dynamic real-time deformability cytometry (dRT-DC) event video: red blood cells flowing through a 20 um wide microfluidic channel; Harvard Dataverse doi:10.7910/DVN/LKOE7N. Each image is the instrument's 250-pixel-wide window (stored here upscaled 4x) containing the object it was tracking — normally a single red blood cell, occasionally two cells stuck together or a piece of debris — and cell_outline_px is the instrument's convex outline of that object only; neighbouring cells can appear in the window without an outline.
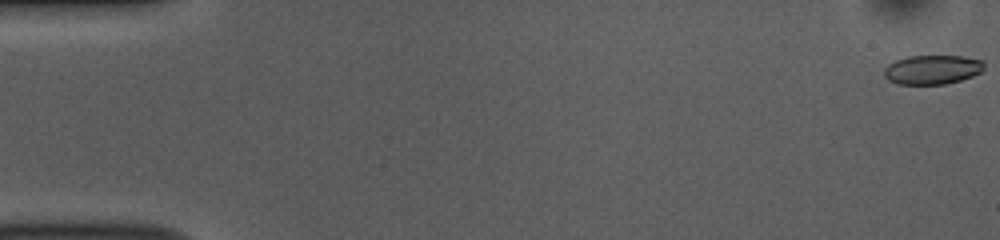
{"species": "common noctule bat (a hibernating species)", "species_latin": "Nyctalus noctula", "temperature_condition": "room temperature", "stored_images_in_passage": 21, "camera_frame_rate_fps": 3000, "um_per_image_px": 0.085, "animal": {"sex": "female", "body_mass_g": 10.0, "forearm_length_mm": 53.1}, "frame": {"image": 1, "passage_image": 1, "time_ms": 0.0, "image_size_px": [1000, 240], "cell_outline_px": [[984, 68], [980, 72], [972, 76], [960, 80], [944, 84], [896, 84], [888, 80], [884, 76], [884, 68], [888, 64], [896, 60], [908, 56], [964, 56], [984, 60]], "centroid_in_image_um": [79.24, 5.91], "position_along_channel_um": 5.8, "area_um2": 17.11}}
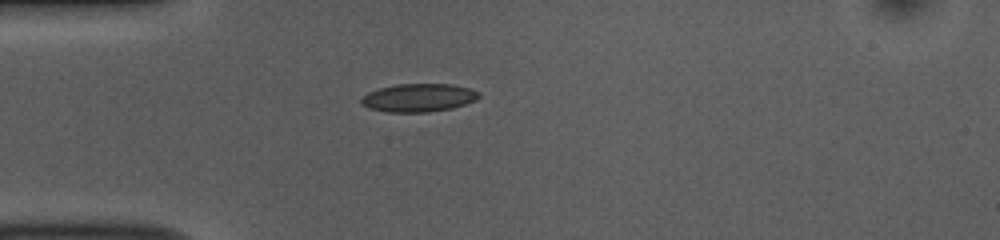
{"frame": {"image": 2, "passage_image": 15, "time_ms": 4.667, "image_size_px": [1000, 240], "cell_outline_px": [[480, 96], [476, 100], [452, 108], [428, 112], [384, 112], [368, 108], [360, 104], [360, 100], [368, 92], [380, 88], [396, 84], [452, 84], [468, 88], [476, 92]], "centroid_in_image_um": [35.53, 8.31], "position_along_channel_um": 49.5, "area_um2": 19.25}}
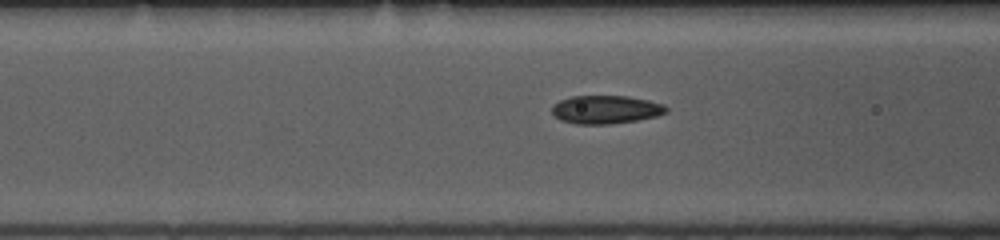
{"frame": {"image": 3, "passage_image": 21, "time_ms": 6.667, "image_size_px": [1000, 240], "cell_outline_px": [[668, 112], [656, 116], [636, 120], [612, 124], [576, 124], [560, 120], [552, 112], [552, 104], [560, 100], [572, 96], [628, 96], [648, 100], [664, 104], [668, 108]], "centroid_in_image_um": [51.49, 9.31], "position_along_channel_um": 115.1, "area_um2": 18.9}}